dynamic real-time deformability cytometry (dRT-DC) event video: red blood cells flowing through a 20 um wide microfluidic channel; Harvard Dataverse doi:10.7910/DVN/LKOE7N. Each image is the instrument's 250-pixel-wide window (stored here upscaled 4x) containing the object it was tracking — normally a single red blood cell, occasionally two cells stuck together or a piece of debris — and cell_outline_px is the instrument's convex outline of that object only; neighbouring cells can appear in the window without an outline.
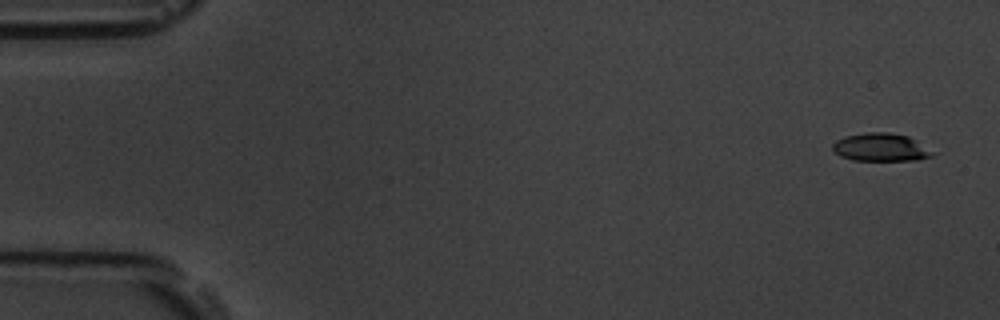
{"species": "common noctule bat (a hibernating species)", "species_latin": "Nyctalus noctula", "temperature_condition": "room temperature", "stored_images_in_passage": 13, "camera_frame_rate_fps": 3000, "um_per_image_px": 0.085, "animal": {"sex": "male", "body_mass_g": 19.5, "forearm_length_mm": 54.6}, "frame": {"image": 1, "passage_image": 1, "time_ms": 0.0, "image_size_px": [1000, 320], "cell_outline_px": [[936, 152], [932, 156], [916, 160], [852, 160], [840, 156], [832, 148], [832, 144], [836, 140], [844, 136], [864, 132], [888, 132], [908, 136]], "centroid_in_image_um": [74.86, 12.51], "position_along_channel_um": 10.1, "area_um2": 16.36}}
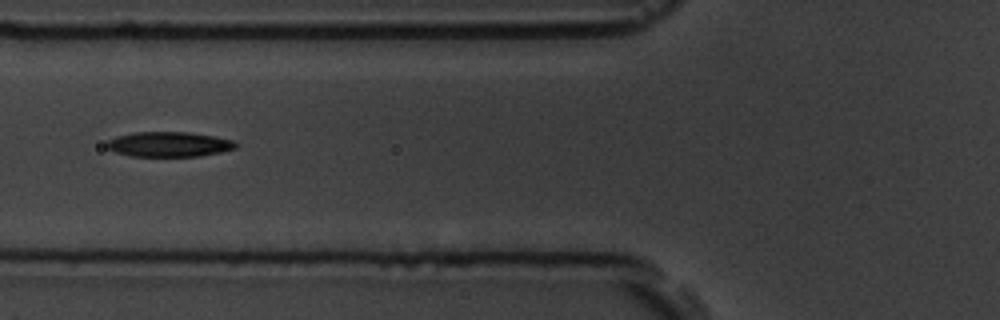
{"frame": {"image": 2, "passage_image": 6, "time_ms": 6.667, "image_size_px": [1000, 320], "cell_outline_px": [[236, 148], [220, 152], [200, 156], [132, 156], [116, 152], [108, 148], [104, 144], [108, 140], [116, 136], [132, 132], [188, 132], [212, 136], [232, 140], [236, 144]], "centroid_in_image_um": [14.32, 12.26], "position_along_channel_um": 111.5, "area_um2": 18.67}}
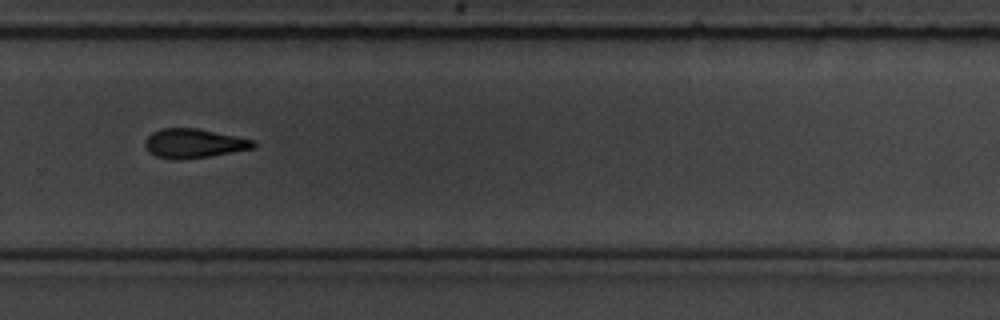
{"frame": {"image": 3, "passage_image": 11, "time_ms": 12.333, "image_size_px": [1000, 320], "cell_outline_px": [[256, 144], [252, 148], [232, 152], [208, 156], [180, 160], [172, 160], [156, 156], [148, 152], [144, 144], [144, 140], [152, 132], [160, 128], [196, 128], [252, 140]], "centroid_in_image_um": [16.38, 12.19], "position_along_channel_um": 313.4, "area_um2": 18.26}, "authors_computed_cell_mechanics": {"area_um2": 18.2648, "velocity_mm_per_s": 3.567, "shape_relaxation_time_tau1_ms": 2.8874, "shape_relaxation_time_tau2_ms": 4.677, "deformation_change_tau1": 0.11, "deformation_change_tau2": 0.1262}}